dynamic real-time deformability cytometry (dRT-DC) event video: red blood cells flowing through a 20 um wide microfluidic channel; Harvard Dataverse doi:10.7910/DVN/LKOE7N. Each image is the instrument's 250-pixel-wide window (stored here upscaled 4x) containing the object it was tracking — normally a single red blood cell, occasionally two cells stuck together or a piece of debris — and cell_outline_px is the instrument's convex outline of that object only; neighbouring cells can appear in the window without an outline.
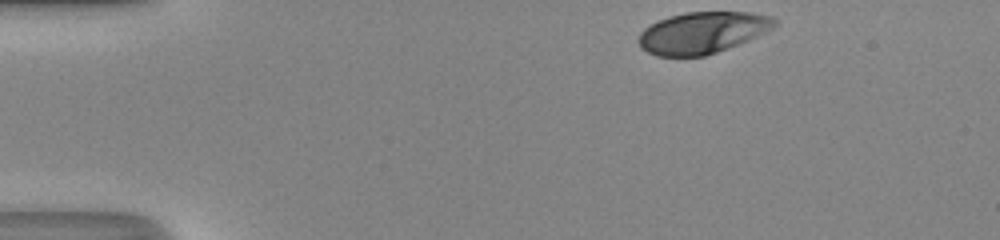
{"species": "human", "species_latin": "Homo sapiens", "temperature_condition": "room temperature", "stored_images_in_passage": 33, "camera_frame_rate_fps": 3000, "um_per_image_px": 0.085, "donor": {"sex": "male"}, "frame": {"image": 1, "passage_image": 1, "time_ms": 0.0, "image_size_px": [1000, 240], "cell_outline_px": [[776, 24], [772, 28], [748, 40], [716, 52], [704, 56], [656, 56], [640, 48], [640, 32], [644, 28], [668, 16], [684, 12], [752, 12], [772, 16], [776, 20]], "centroid_in_image_um": [59.7, 2.76], "position_along_channel_um": 25.3, "area_um2": 32.66}}
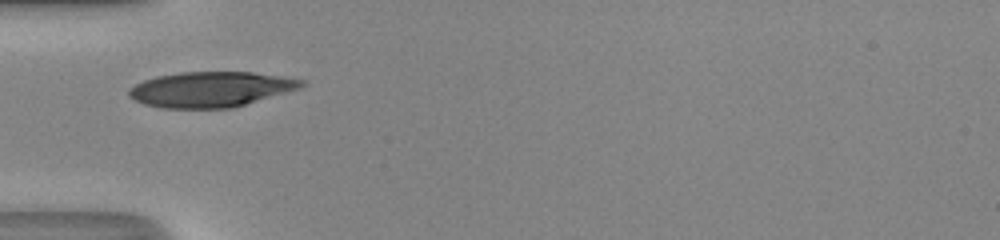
{"frame": {"image": 2, "passage_image": 10, "time_ms": 3.0, "image_size_px": [1000, 240], "cell_outline_px": [[308, 84], [300, 88], [232, 108], [160, 108], [144, 104], [128, 96], [128, 88], [144, 80], [156, 76], [180, 72], [252, 72], [280, 76], [304, 80]], "centroid_in_image_um": [17.9, 7.59], "position_along_channel_um": 67.1, "area_um2": 35.49}}
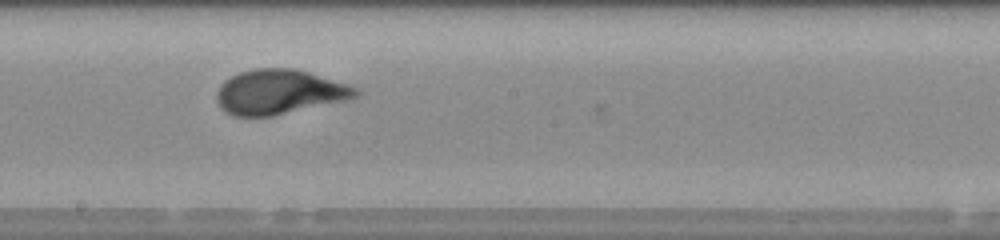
{"frame": {"image": 3, "passage_image": 21, "time_ms": 6.667, "image_size_px": [1000, 240], "cell_outline_px": [[360, 96], [352, 100], [272, 116], [232, 116], [224, 112], [220, 108], [216, 100], [216, 92], [220, 84], [224, 80], [240, 72], [256, 68], [296, 68], [352, 84], [360, 88]], "centroid_in_image_um": [23.82, 7.82], "position_along_channel_um": 224.4, "area_um2": 37.22}, "authors_computed_cell_mechanics": {"area_um2": 35.3158, "velocity_mm_per_s": 4.3501, "shape_relaxation_time_tau1_ms": 3.18, "shape_relaxation_time_tau2_ms": null, "deformation_change_tau1": 0.1762, "deformation_change_tau2": null}}